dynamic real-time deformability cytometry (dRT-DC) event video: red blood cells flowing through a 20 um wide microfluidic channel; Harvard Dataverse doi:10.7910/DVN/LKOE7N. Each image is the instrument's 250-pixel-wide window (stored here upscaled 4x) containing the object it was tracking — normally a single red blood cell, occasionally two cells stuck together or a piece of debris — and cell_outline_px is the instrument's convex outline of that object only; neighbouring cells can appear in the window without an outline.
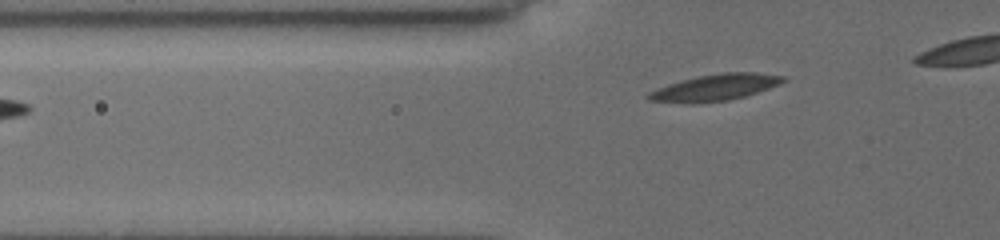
{"species": "common noctule bat (a hibernating species)", "species_latin": "Nyctalus noctula", "temperature_condition": "cold", "stored_images_in_passage": 31, "camera_frame_rate_fps": 3000, "um_per_image_px": 0.085, "animal": {"sex": "female", "body_mass_g": 19.5, "forearm_length_mm": 54.1}, "frame": {"image": 1, "passage_image": 2, "time_ms": 0.333, "image_size_px": [1000, 240], "cell_outline_px": [[788, 80], [768, 88], [744, 96], [728, 100], [692, 104], [648, 100], [644, 96], [648, 92], [656, 88], [668, 84], [700, 76], [724, 72], [756, 72], [784, 76]], "centroid_in_image_um": [60.75, 7.44], "position_along_channel_um": 65.1, "area_um2": 20.63}}
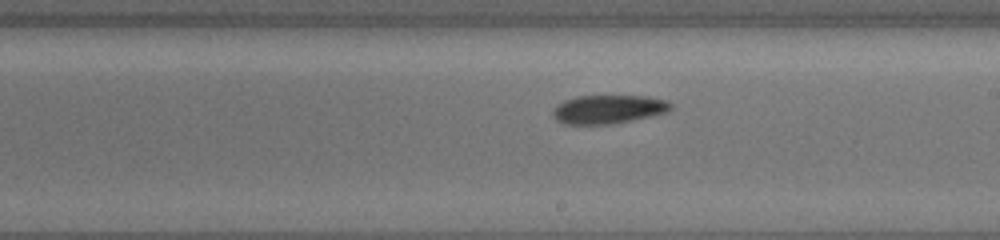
{"frame": {"image": 2, "passage_image": 16, "time_ms": 5.0, "image_size_px": [1000, 240], "cell_outline_px": [[672, 108], [668, 112], [652, 116], [612, 124], [564, 124], [556, 120], [552, 116], [552, 112], [564, 100], [576, 96], [648, 96], [668, 100], [672, 104]], "centroid_in_image_um": [51.75, 9.29], "position_along_channel_um": 237.3, "area_um2": 19.77}}
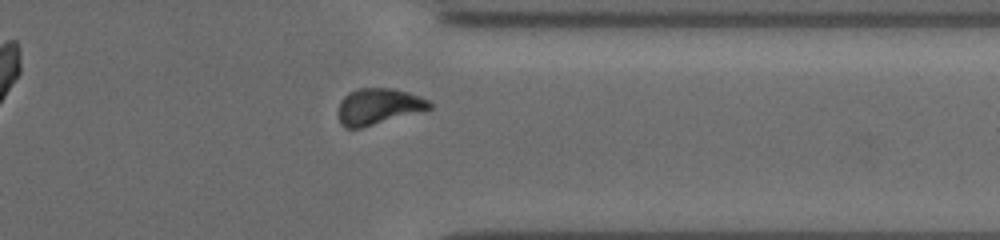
{"frame": {"image": 3, "passage_image": 27, "time_ms": 8.667, "image_size_px": [1000, 240], "cell_outline_px": [[432, 108], [360, 128], [344, 128], [340, 124], [340, 100], [348, 92], [360, 88], [392, 88], [408, 92], [428, 100], [432, 104]], "centroid_in_image_um": [32.15, 9.03], "position_along_channel_um": 379.3, "area_um2": 18.9}}